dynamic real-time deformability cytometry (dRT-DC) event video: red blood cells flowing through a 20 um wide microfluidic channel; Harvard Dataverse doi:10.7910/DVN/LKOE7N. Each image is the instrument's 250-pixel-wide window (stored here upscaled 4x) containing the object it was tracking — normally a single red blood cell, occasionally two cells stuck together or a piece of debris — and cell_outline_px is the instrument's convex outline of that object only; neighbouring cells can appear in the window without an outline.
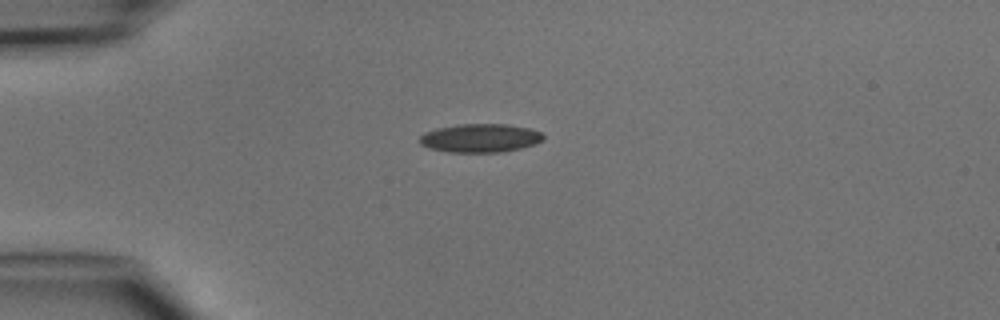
{"species": "common noctule bat (a hibernating species)", "species_latin": "Nyctalus noctula", "temperature_condition": "cold", "stored_images_in_passage": 3, "camera_frame_rate_fps": 3000, "um_per_image_px": 0.085, "animal": {"sex": "male", "body_mass_g": 15.6}, "frame": {"image": 1, "passage_image": 1, "time_ms": 0.0, "image_size_px": [1000, 320], "cell_outline_px": [[544, 140], [536, 144], [504, 152], [448, 152], [428, 148], [420, 144], [420, 136], [424, 132], [436, 128], [460, 124], [508, 124], [528, 128], [544, 132]], "centroid_in_image_um": [40.84, 11.73], "position_along_channel_um": 44.2, "area_um2": 20.81}}
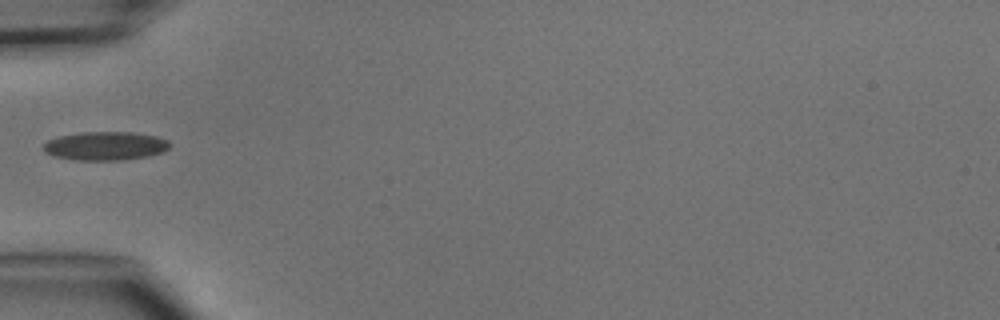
{"frame": {"image": 2, "passage_image": 2, "time_ms": 1.333, "image_size_px": [1000, 320], "cell_outline_px": [[172, 144], [164, 152], [148, 156], [120, 160], [72, 160], [52, 156], [44, 152], [44, 144], [48, 140], [60, 136], [80, 132], [132, 132], [156, 136], [168, 140]], "centroid_in_image_um": [8.96, 12.41], "position_along_channel_um": 76.0, "area_um2": 21.21}}